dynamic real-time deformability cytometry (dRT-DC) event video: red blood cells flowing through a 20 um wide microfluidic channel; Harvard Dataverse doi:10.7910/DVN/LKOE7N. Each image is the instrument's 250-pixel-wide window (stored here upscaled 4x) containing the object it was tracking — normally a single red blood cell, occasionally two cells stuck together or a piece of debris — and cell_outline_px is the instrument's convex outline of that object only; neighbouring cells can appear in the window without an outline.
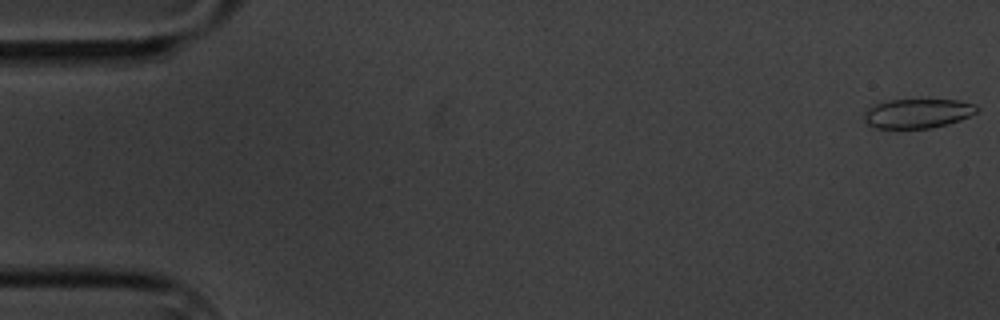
{"species": "common noctule bat (a hibernating species)", "species_latin": "Nyctalus noctula", "temperature_condition": "cold", "stored_images_in_passage": 5, "camera_frame_rate_fps": 3000, "um_per_image_px": 0.085, "animal": {"sex": "male", "body_mass_g": 20.1, "forearm_length_mm": 53.5}, "frame": {"image": 1, "passage_image": 1, "time_ms": 0.0, "image_size_px": [1000, 320], "cell_outline_px": [[980, 108], [976, 112], [960, 120], [948, 124], [932, 128], [872, 128], [864, 124], [864, 112], [868, 108], [876, 104], [888, 100], [960, 100], [976, 104]], "centroid_in_image_um": [77.98, 9.65], "position_along_channel_um": 7.0, "area_um2": 19.48}}
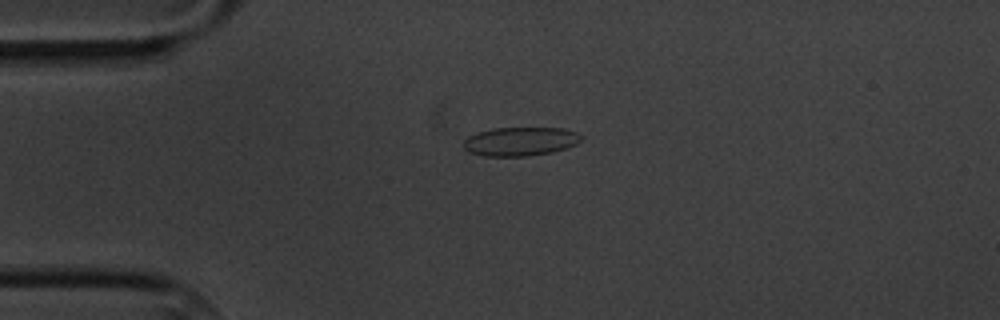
{"frame": {"image": 2, "passage_image": 4, "time_ms": 4.333, "image_size_px": [1000, 320], "cell_outline_px": [[584, 136], [576, 144], [568, 148], [552, 152], [528, 156], [484, 156], [468, 152], [464, 148], [464, 140], [468, 136], [480, 132], [496, 128], [564, 128], [576, 132]], "centroid_in_image_um": [44.25, 12.03], "position_along_channel_um": 40.7, "area_um2": 19.77}}